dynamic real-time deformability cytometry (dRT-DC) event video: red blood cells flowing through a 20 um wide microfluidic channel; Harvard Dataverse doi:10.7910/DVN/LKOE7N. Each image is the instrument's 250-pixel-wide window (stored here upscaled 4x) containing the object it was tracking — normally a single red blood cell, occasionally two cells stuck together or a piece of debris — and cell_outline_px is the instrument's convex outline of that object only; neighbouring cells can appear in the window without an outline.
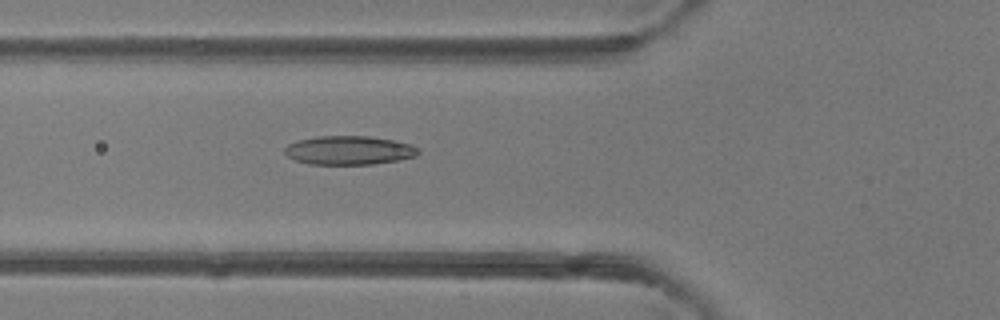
{"species": "common noctule bat (a hibernating species)", "species_latin": "Nyctalus noctula", "temperature_condition": "room temperature", "stored_images_in_passage": 45, "camera_frame_rate_fps": 3000, "um_per_image_px": 0.085, "animal": {"sex": "female"}, "frame": {"image": 1, "passage_image": 14, "time_ms": 4.333, "image_size_px": [1000, 320], "cell_outline_px": [[420, 152], [416, 156], [396, 160], [372, 164], [308, 164], [296, 160], [288, 156], [284, 152], [284, 148], [288, 144], [296, 140], [316, 136], [368, 136], [396, 140], [412, 144], [420, 148]], "centroid_in_image_um": [29.68, 12.76], "position_along_channel_um": 96.1, "area_um2": 22.6}}
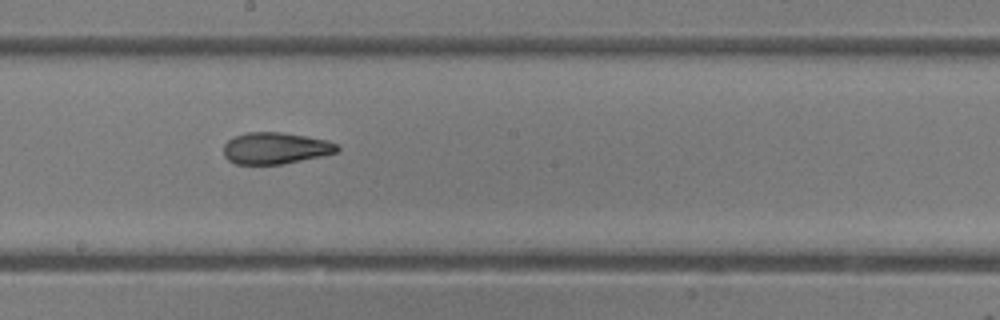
{"frame": {"image": 2, "passage_image": 23, "time_ms": 7.333, "image_size_px": [1000, 320], "cell_outline_px": [[340, 152], [284, 164], [236, 164], [228, 160], [224, 156], [224, 144], [228, 140], [236, 136], [248, 132], [280, 132], [328, 140], [336, 144], [340, 148]], "centroid_in_image_um": [23.43, 12.6], "position_along_channel_um": 224.8, "area_um2": 20.92}}
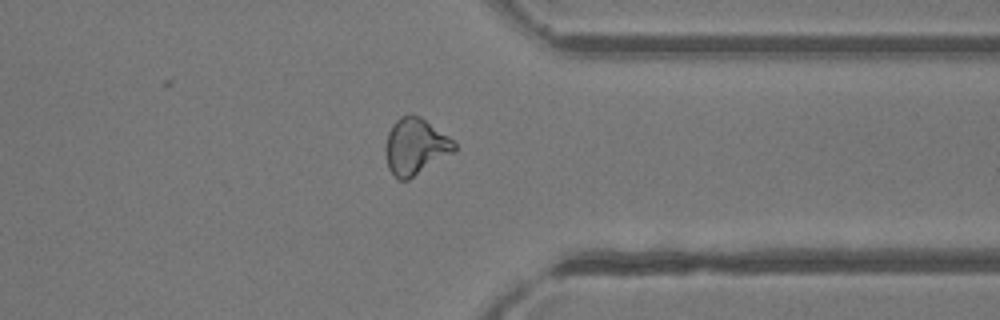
{"frame": {"image": 3, "passage_image": 34, "time_ms": 11.0, "image_size_px": [1000, 320], "cell_outline_px": [[456, 148], [452, 152], [408, 180], [400, 180], [388, 168], [384, 148], [388, 132], [392, 124], [400, 116], [420, 116], [448, 136], [456, 144]], "centroid_in_image_um": [35.27, 12.45], "position_along_channel_um": 376.1, "area_um2": 22.14}, "authors_computed_cell_mechanics": {"area_um2": 22.1374, "velocity_mm_per_s": 4.2578, "shape_relaxation_time_tau1_ms": 8.1325, "shape_relaxation_time_tau2_ms": 2.6893, "deformation_change_tau1": 0.2073, "deformation_change_tau2": 0.1029}}